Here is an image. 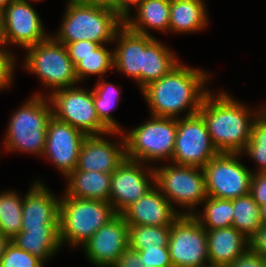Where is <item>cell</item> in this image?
<instances>
[{"label": "cell", "mask_w": 266, "mask_h": 267, "mask_svg": "<svg viewBox=\"0 0 266 267\" xmlns=\"http://www.w3.org/2000/svg\"><path fill=\"white\" fill-rule=\"evenodd\" d=\"M120 91L111 83H105V81L99 79L96 87L93 89V101L95 110L99 120L110 130V131H121L116 121L110 114V110L115 106L114 103L118 99Z\"/></svg>", "instance_id": "obj_31"}, {"label": "cell", "mask_w": 266, "mask_h": 267, "mask_svg": "<svg viewBox=\"0 0 266 267\" xmlns=\"http://www.w3.org/2000/svg\"><path fill=\"white\" fill-rule=\"evenodd\" d=\"M58 35L60 43H74L81 40L100 45L113 41L117 31L124 25V19L108 5L98 3L68 4Z\"/></svg>", "instance_id": "obj_3"}, {"label": "cell", "mask_w": 266, "mask_h": 267, "mask_svg": "<svg viewBox=\"0 0 266 267\" xmlns=\"http://www.w3.org/2000/svg\"><path fill=\"white\" fill-rule=\"evenodd\" d=\"M116 144L109 143L101 135H87L79 151L76 169L112 174L126 159L124 137L121 143Z\"/></svg>", "instance_id": "obj_17"}, {"label": "cell", "mask_w": 266, "mask_h": 267, "mask_svg": "<svg viewBox=\"0 0 266 267\" xmlns=\"http://www.w3.org/2000/svg\"><path fill=\"white\" fill-rule=\"evenodd\" d=\"M86 136L83 131L52 116L47 124L43 155L67 177L77 167L79 151Z\"/></svg>", "instance_id": "obj_14"}, {"label": "cell", "mask_w": 266, "mask_h": 267, "mask_svg": "<svg viewBox=\"0 0 266 267\" xmlns=\"http://www.w3.org/2000/svg\"><path fill=\"white\" fill-rule=\"evenodd\" d=\"M66 195L80 199L109 202L111 174L75 169L68 176Z\"/></svg>", "instance_id": "obj_23"}, {"label": "cell", "mask_w": 266, "mask_h": 267, "mask_svg": "<svg viewBox=\"0 0 266 267\" xmlns=\"http://www.w3.org/2000/svg\"><path fill=\"white\" fill-rule=\"evenodd\" d=\"M248 110L225 92L216 97L207 93L198 113L203 117L219 153L240 154L244 151L250 141L253 124Z\"/></svg>", "instance_id": "obj_2"}, {"label": "cell", "mask_w": 266, "mask_h": 267, "mask_svg": "<svg viewBox=\"0 0 266 267\" xmlns=\"http://www.w3.org/2000/svg\"><path fill=\"white\" fill-rule=\"evenodd\" d=\"M41 19L27 0H14L1 12V42L25 49L45 40Z\"/></svg>", "instance_id": "obj_13"}, {"label": "cell", "mask_w": 266, "mask_h": 267, "mask_svg": "<svg viewBox=\"0 0 266 267\" xmlns=\"http://www.w3.org/2000/svg\"><path fill=\"white\" fill-rule=\"evenodd\" d=\"M113 67V52L102 44L91 54L82 57V60L75 65V73L78 81L90 74H101L99 79H102L105 72Z\"/></svg>", "instance_id": "obj_32"}, {"label": "cell", "mask_w": 266, "mask_h": 267, "mask_svg": "<svg viewBox=\"0 0 266 267\" xmlns=\"http://www.w3.org/2000/svg\"><path fill=\"white\" fill-rule=\"evenodd\" d=\"M120 39L113 52L114 68L135 78L141 89V69H143L144 35L129 30L123 25L118 31Z\"/></svg>", "instance_id": "obj_21"}, {"label": "cell", "mask_w": 266, "mask_h": 267, "mask_svg": "<svg viewBox=\"0 0 266 267\" xmlns=\"http://www.w3.org/2000/svg\"><path fill=\"white\" fill-rule=\"evenodd\" d=\"M170 5L171 0H143L137 7V19L126 17L124 25L142 35H150L147 27L169 30Z\"/></svg>", "instance_id": "obj_24"}, {"label": "cell", "mask_w": 266, "mask_h": 267, "mask_svg": "<svg viewBox=\"0 0 266 267\" xmlns=\"http://www.w3.org/2000/svg\"><path fill=\"white\" fill-rule=\"evenodd\" d=\"M148 175L153 180L154 186L160 189L170 203L172 200L189 207V210L193 211L192 206L208 197L201 167L174 164L159 169L154 168Z\"/></svg>", "instance_id": "obj_8"}, {"label": "cell", "mask_w": 266, "mask_h": 267, "mask_svg": "<svg viewBox=\"0 0 266 267\" xmlns=\"http://www.w3.org/2000/svg\"><path fill=\"white\" fill-rule=\"evenodd\" d=\"M171 226H129V247L133 250L168 247Z\"/></svg>", "instance_id": "obj_30"}, {"label": "cell", "mask_w": 266, "mask_h": 267, "mask_svg": "<svg viewBox=\"0 0 266 267\" xmlns=\"http://www.w3.org/2000/svg\"><path fill=\"white\" fill-rule=\"evenodd\" d=\"M262 225H266V204L260 207Z\"/></svg>", "instance_id": "obj_45"}, {"label": "cell", "mask_w": 266, "mask_h": 267, "mask_svg": "<svg viewBox=\"0 0 266 267\" xmlns=\"http://www.w3.org/2000/svg\"><path fill=\"white\" fill-rule=\"evenodd\" d=\"M51 108L50 100L44 101L41 94L27 101L11 117L5 147L8 150H24L43 155L47 124L52 117Z\"/></svg>", "instance_id": "obj_5"}, {"label": "cell", "mask_w": 266, "mask_h": 267, "mask_svg": "<svg viewBox=\"0 0 266 267\" xmlns=\"http://www.w3.org/2000/svg\"><path fill=\"white\" fill-rule=\"evenodd\" d=\"M143 0H120V16L129 17L130 4L138 6Z\"/></svg>", "instance_id": "obj_42"}, {"label": "cell", "mask_w": 266, "mask_h": 267, "mask_svg": "<svg viewBox=\"0 0 266 267\" xmlns=\"http://www.w3.org/2000/svg\"><path fill=\"white\" fill-rule=\"evenodd\" d=\"M218 154L199 113L177 120L172 163L203 168Z\"/></svg>", "instance_id": "obj_12"}, {"label": "cell", "mask_w": 266, "mask_h": 267, "mask_svg": "<svg viewBox=\"0 0 266 267\" xmlns=\"http://www.w3.org/2000/svg\"><path fill=\"white\" fill-rule=\"evenodd\" d=\"M261 112L266 116V108L264 110L261 109Z\"/></svg>", "instance_id": "obj_50"}, {"label": "cell", "mask_w": 266, "mask_h": 267, "mask_svg": "<svg viewBox=\"0 0 266 267\" xmlns=\"http://www.w3.org/2000/svg\"><path fill=\"white\" fill-rule=\"evenodd\" d=\"M116 213L110 202L80 199L65 194L60 200V242L72 246L84 244Z\"/></svg>", "instance_id": "obj_4"}, {"label": "cell", "mask_w": 266, "mask_h": 267, "mask_svg": "<svg viewBox=\"0 0 266 267\" xmlns=\"http://www.w3.org/2000/svg\"><path fill=\"white\" fill-rule=\"evenodd\" d=\"M178 65L173 53L151 35H144L143 69L141 90L151 82L159 80Z\"/></svg>", "instance_id": "obj_22"}, {"label": "cell", "mask_w": 266, "mask_h": 267, "mask_svg": "<svg viewBox=\"0 0 266 267\" xmlns=\"http://www.w3.org/2000/svg\"><path fill=\"white\" fill-rule=\"evenodd\" d=\"M88 259L95 266L113 267L129 247V226L121 214H116L83 244Z\"/></svg>", "instance_id": "obj_15"}, {"label": "cell", "mask_w": 266, "mask_h": 267, "mask_svg": "<svg viewBox=\"0 0 266 267\" xmlns=\"http://www.w3.org/2000/svg\"><path fill=\"white\" fill-rule=\"evenodd\" d=\"M249 240V248L266 258V225H262Z\"/></svg>", "instance_id": "obj_41"}, {"label": "cell", "mask_w": 266, "mask_h": 267, "mask_svg": "<svg viewBox=\"0 0 266 267\" xmlns=\"http://www.w3.org/2000/svg\"><path fill=\"white\" fill-rule=\"evenodd\" d=\"M49 100L56 108L52 110V116L83 131L86 135L121 133L110 131L97 117L93 90L87 92L73 86L53 91Z\"/></svg>", "instance_id": "obj_9"}, {"label": "cell", "mask_w": 266, "mask_h": 267, "mask_svg": "<svg viewBox=\"0 0 266 267\" xmlns=\"http://www.w3.org/2000/svg\"><path fill=\"white\" fill-rule=\"evenodd\" d=\"M10 241L42 262L62 247L59 228L21 229Z\"/></svg>", "instance_id": "obj_25"}, {"label": "cell", "mask_w": 266, "mask_h": 267, "mask_svg": "<svg viewBox=\"0 0 266 267\" xmlns=\"http://www.w3.org/2000/svg\"><path fill=\"white\" fill-rule=\"evenodd\" d=\"M9 242H10V239L0 232V260L2 256L4 255L5 248Z\"/></svg>", "instance_id": "obj_44"}, {"label": "cell", "mask_w": 266, "mask_h": 267, "mask_svg": "<svg viewBox=\"0 0 266 267\" xmlns=\"http://www.w3.org/2000/svg\"><path fill=\"white\" fill-rule=\"evenodd\" d=\"M177 132V118L153 116L152 120L124 136L126 158L142 162L171 158Z\"/></svg>", "instance_id": "obj_7"}, {"label": "cell", "mask_w": 266, "mask_h": 267, "mask_svg": "<svg viewBox=\"0 0 266 267\" xmlns=\"http://www.w3.org/2000/svg\"><path fill=\"white\" fill-rule=\"evenodd\" d=\"M143 261L151 267H173L169 247L145 248L136 250Z\"/></svg>", "instance_id": "obj_35"}, {"label": "cell", "mask_w": 266, "mask_h": 267, "mask_svg": "<svg viewBox=\"0 0 266 267\" xmlns=\"http://www.w3.org/2000/svg\"><path fill=\"white\" fill-rule=\"evenodd\" d=\"M139 161L126 158L110 177L109 202L116 214L144 196L151 187Z\"/></svg>", "instance_id": "obj_16"}, {"label": "cell", "mask_w": 266, "mask_h": 267, "mask_svg": "<svg viewBox=\"0 0 266 267\" xmlns=\"http://www.w3.org/2000/svg\"><path fill=\"white\" fill-rule=\"evenodd\" d=\"M96 3L111 6L120 15V0H96Z\"/></svg>", "instance_id": "obj_43"}, {"label": "cell", "mask_w": 266, "mask_h": 267, "mask_svg": "<svg viewBox=\"0 0 266 267\" xmlns=\"http://www.w3.org/2000/svg\"><path fill=\"white\" fill-rule=\"evenodd\" d=\"M121 215L128 226H171L181 215L173 205L155 187L128 206Z\"/></svg>", "instance_id": "obj_18"}, {"label": "cell", "mask_w": 266, "mask_h": 267, "mask_svg": "<svg viewBox=\"0 0 266 267\" xmlns=\"http://www.w3.org/2000/svg\"><path fill=\"white\" fill-rule=\"evenodd\" d=\"M14 0H0V13Z\"/></svg>", "instance_id": "obj_47"}, {"label": "cell", "mask_w": 266, "mask_h": 267, "mask_svg": "<svg viewBox=\"0 0 266 267\" xmlns=\"http://www.w3.org/2000/svg\"><path fill=\"white\" fill-rule=\"evenodd\" d=\"M207 75L200 69L178 64L159 80L142 89L152 116L175 118L188 106L186 117L197 114L208 91L203 90Z\"/></svg>", "instance_id": "obj_1"}, {"label": "cell", "mask_w": 266, "mask_h": 267, "mask_svg": "<svg viewBox=\"0 0 266 267\" xmlns=\"http://www.w3.org/2000/svg\"><path fill=\"white\" fill-rule=\"evenodd\" d=\"M66 46L68 55L71 58L74 66L82 60V57L91 54L100 44L87 40H81L74 43H62Z\"/></svg>", "instance_id": "obj_36"}, {"label": "cell", "mask_w": 266, "mask_h": 267, "mask_svg": "<svg viewBox=\"0 0 266 267\" xmlns=\"http://www.w3.org/2000/svg\"><path fill=\"white\" fill-rule=\"evenodd\" d=\"M203 0H171L169 29L193 32L207 25Z\"/></svg>", "instance_id": "obj_26"}, {"label": "cell", "mask_w": 266, "mask_h": 267, "mask_svg": "<svg viewBox=\"0 0 266 267\" xmlns=\"http://www.w3.org/2000/svg\"><path fill=\"white\" fill-rule=\"evenodd\" d=\"M60 199L36 182L23 199L21 229L59 228Z\"/></svg>", "instance_id": "obj_19"}, {"label": "cell", "mask_w": 266, "mask_h": 267, "mask_svg": "<svg viewBox=\"0 0 266 267\" xmlns=\"http://www.w3.org/2000/svg\"><path fill=\"white\" fill-rule=\"evenodd\" d=\"M96 3V0H69L68 4Z\"/></svg>", "instance_id": "obj_46"}, {"label": "cell", "mask_w": 266, "mask_h": 267, "mask_svg": "<svg viewBox=\"0 0 266 267\" xmlns=\"http://www.w3.org/2000/svg\"><path fill=\"white\" fill-rule=\"evenodd\" d=\"M233 208L232 227L250 239L262 226L260 206L249 193L233 199Z\"/></svg>", "instance_id": "obj_27"}, {"label": "cell", "mask_w": 266, "mask_h": 267, "mask_svg": "<svg viewBox=\"0 0 266 267\" xmlns=\"http://www.w3.org/2000/svg\"><path fill=\"white\" fill-rule=\"evenodd\" d=\"M257 113L252 124L250 141L244 151L260 165L257 172L266 173V116L260 111Z\"/></svg>", "instance_id": "obj_33"}, {"label": "cell", "mask_w": 266, "mask_h": 267, "mask_svg": "<svg viewBox=\"0 0 266 267\" xmlns=\"http://www.w3.org/2000/svg\"><path fill=\"white\" fill-rule=\"evenodd\" d=\"M27 50L24 65L29 71L38 75L46 86H52L57 91L73 87L79 82L66 46L54 37L48 36Z\"/></svg>", "instance_id": "obj_6"}, {"label": "cell", "mask_w": 266, "mask_h": 267, "mask_svg": "<svg viewBox=\"0 0 266 267\" xmlns=\"http://www.w3.org/2000/svg\"><path fill=\"white\" fill-rule=\"evenodd\" d=\"M237 157L238 153H219L202 168L209 197L233 200L250 193L253 173Z\"/></svg>", "instance_id": "obj_11"}, {"label": "cell", "mask_w": 266, "mask_h": 267, "mask_svg": "<svg viewBox=\"0 0 266 267\" xmlns=\"http://www.w3.org/2000/svg\"><path fill=\"white\" fill-rule=\"evenodd\" d=\"M168 247L173 267H203L209 263L206 230L191 212L181 214L171 225Z\"/></svg>", "instance_id": "obj_10"}, {"label": "cell", "mask_w": 266, "mask_h": 267, "mask_svg": "<svg viewBox=\"0 0 266 267\" xmlns=\"http://www.w3.org/2000/svg\"><path fill=\"white\" fill-rule=\"evenodd\" d=\"M0 41H1V13H0Z\"/></svg>", "instance_id": "obj_49"}, {"label": "cell", "mask_w": 266, "mask_h": 267, "mask_svg": "<svg viewBox=\"0 0 266 267\" xmlns=\"http://www.w3.org/2000/svg\"><path fill=\"white\" fill-rule=\"evenodd\" d=\"M1 45L3 46V43L0 41V47ZM14 61L12 53H8V51H5L3 48L0 49V90L10 85Z\"/></svg>", "instance_id": "obj_37"}, {"label": "cell", "mask_w": 266, "mask_h": 267, "mask_svg": "<svg viewBox=\"0 0 266 267\" xmlns=\"http://www.w3.org/2000/svg\"><path fill=\"white\" fill-rule=\"evenodd\" d=\"M265 264L266 258L249 248L239 258L233 261L229 267H265Z\"/></svg>", "instance_id": "obj_39"}, {"label": "cell", "mask_w": 266, "mask_h": 267, "mask_svg": "<svg viewBox=\"0 0 266 267\" xmlns=\"http://www.w3.org/2000/svg\"><path fill=\"white\" fill-rule=\"evenodd\" d=\"M250 194L260 207L266 204V173L252 175Z\"/></svg>", "instance_id": "obj_38"}, {"label": "cell", "mask_w": 266, "mask_h": 267, "mask_svg": "<svg viewBox=\"0 0 266 267\" xmlns=\"http://www.w3.org/2000/svg\"><path fill=\"white\" fill-rule=\"evenodd\" d=\"M203 267H229L227 265H214V264H208V265H204Z\"/></svg>", "instance_id": "obj_48"}, {"label": "cell", "mask_w": 266, "mask_h": 267, "mask_svg": "<svg viewBox=\"0 0 266 267\" xmlns=\"http://www.w3.org/2000/svg\"><path fill=\"white\" fill-rule=\"evenodd\" d=\"M206 233L209 264L229 266L249 249L250 240L232 226L206 230Z\"/></svg>", "instance_id": "obj_20"}, {"label": "cell", "mask_w": 266, "mask_h": 267, "mask_svg": "<svg viewBox=\"0 0 266 267\" xmlns=\"http://www.w3.org/2000/svg\"><path fill=\"white\" fill-rule=\"evenodd\" d=\"M43 262L31 253L17 247L11 241L7 244L0 267H42Z\"/></svg>", "instance_id": "obj_34"}, {"label": "cell", "mask_w": 266, "mask_h": 267, "mask_svg": "<svg viewBox=\"0 0 266 267\" xmlns=\"http://www.w3.org/2000/svg\"><path fill=\"white\" fill-rule=\"evenodd\" d=\"M113 267H151L139 256L138 251L128 247L117 259Z\"/></svg>", "instance_id": "obj_40"}, {"label": "cell", "mask_w": 266, "mask_h": 267, "mask_svg": "<svg viewBox=\"0 0 266 267\" xmlns=\"http://www.w3.org/2000/svg\"><path fill=\"white\" fill-rule=\"evenodd\" d=\"M205 200L204 218L202 216L200 218L195 216L205 230L232 226L234 214L233 200L209 196Z\"/></svg>", "instance_id": "obj_29"}, {"label": "cell", "mask_w": 266, "mask_h": 267, "mask_svg": "<svg viewBox=\"0 0 266 267\" xmlns=\"http://www.w3.org/2000/svg\"><path fill=\"white\" fill-rule=\"evenodd\" d=\"M14 192L0 194V232L10 240L22 227L23 200Z\"/></svg>", "instance_id": "obj_28"}]
</instances>
